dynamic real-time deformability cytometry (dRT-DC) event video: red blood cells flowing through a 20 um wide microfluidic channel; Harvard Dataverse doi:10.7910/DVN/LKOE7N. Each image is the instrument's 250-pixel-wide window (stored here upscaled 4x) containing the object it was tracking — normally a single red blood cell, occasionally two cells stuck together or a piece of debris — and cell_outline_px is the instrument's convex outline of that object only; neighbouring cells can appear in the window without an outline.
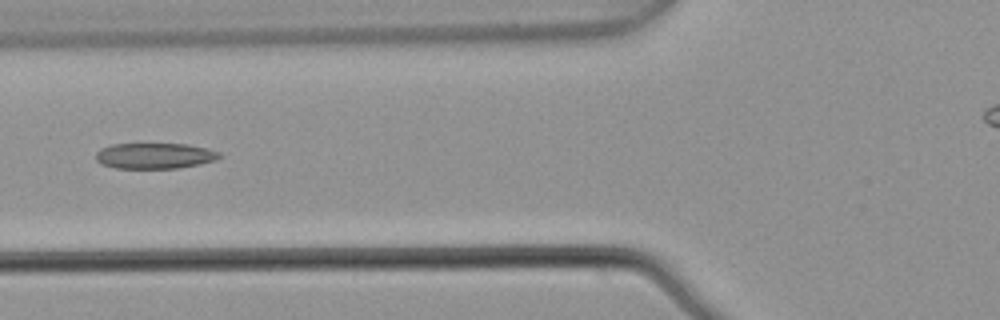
{"species": "common noctule bat (a hibernating species)", "species_latin": "Nyctalus noctula", "temperature_condition": "warm", "stored_images_in_passage": 3, "camera_frame_rate_fps": 3000, "um_per_image_px": 0.085, "animal": {"sex": "male", "body_mass_g": 21.5, "forearm_length_mm": 52.0}, "frame": {"image": 1, "passage_image": 3, "time_ms": 0.667, "image_size_px": [1000, 320], "cell_outline_px": [[224, 156], [216, 160], [200, 164], [176, 168], [116, 168], [100, 164], [96, 160], [96, 152], [100, 148], [112, 144], [188, 144], [220, 152]], "centroid_in_image_um": [13.15, 13.24], "position_along_channel_um": 112.7, "area_um2": 18.61}}